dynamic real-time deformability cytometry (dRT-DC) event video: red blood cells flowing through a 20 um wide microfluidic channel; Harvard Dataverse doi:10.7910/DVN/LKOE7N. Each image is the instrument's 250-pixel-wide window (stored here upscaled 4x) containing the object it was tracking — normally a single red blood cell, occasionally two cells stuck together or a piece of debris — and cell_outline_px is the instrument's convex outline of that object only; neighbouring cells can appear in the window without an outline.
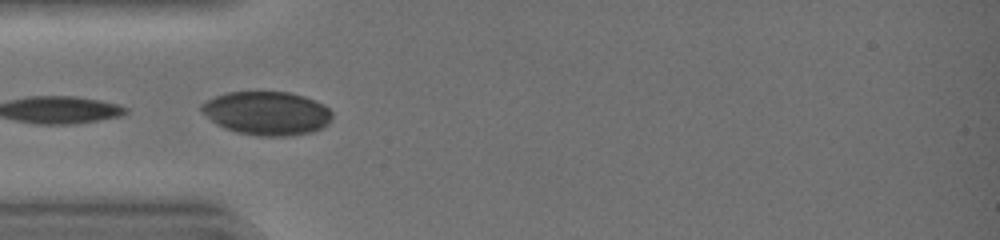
{"species": "common noctule bat (a hibernating species)", "species_latin": "Nyctalus noctula", "temperature_condition": "warm", "stored_images_in_passage": 26, "camera_frame_rate_fps": 3000, "um_per_image_px": 0.085, "animal": {"sex": "female", "body_mass_g": 19.0, "forearm_length_mm": 51.5}, "frame": {"image": 1, "passage_image": 5, "time_ms": 1.333, "image_size_px": [1000, 240], "cell_outline_px": [[332, 120], [328, 124], [312, 132], [288, 136], [256, 136], [236, 132], [224, 128], [216, 124], [200, 108], [200, 104], [216, 96], [228, 92], [288, 92], [304, 96], [316, 100], [324, 104], [332, 112]], "centroid_in_image_um": [22.72, 9.63], "position_along_channel_um": 62.3, "area_um2": 33.23}, "authors_computed_cell_mechanics": {"area_um2": 20.4901, "velocity_mm_per_s": 4.5005, "shape_relaxation_time_tau1_ms": 3.0767, "shape_relaxation_time_tau2_ms": null, "deformation_change_tau1": 0.1199, "deformation_change_tau2": null}}